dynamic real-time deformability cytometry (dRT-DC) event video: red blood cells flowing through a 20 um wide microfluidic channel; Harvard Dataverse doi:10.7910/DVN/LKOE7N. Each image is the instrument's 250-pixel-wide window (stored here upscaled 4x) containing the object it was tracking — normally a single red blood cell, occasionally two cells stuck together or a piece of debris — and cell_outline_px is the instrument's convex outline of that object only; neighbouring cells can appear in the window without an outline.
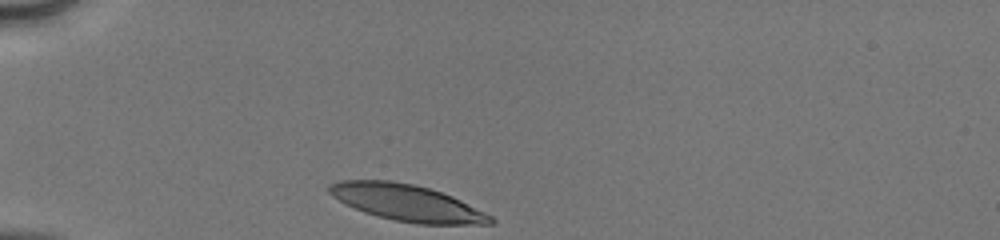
{"species": "human", "species_latin": "Homo sapiens", "temperature_condition": "cold", "stored_images_in_passage": 29, "camera_frame_rate_fps": 3000, "um_per_image_px": 0.085, "donor": {"sex": "male"}, "frame": {"image": 1, "passage_image": 1, "time_ms": 0.0, "image_size_px": [1000, 240], "cell_outline_px": [[496, 220], [492, 224], [416, 224], [376, 216], [364, 212], [332, 196], [328, 192], [328, 188], [332, 184], [340, 180], [392, 180], [412, 184], [428, 188], [452, 196], [492, 216]], "centroid_in_image_um": [34.6, 17.24], "position_along_channel_um": 50.4, "area_um2": 33.87}}
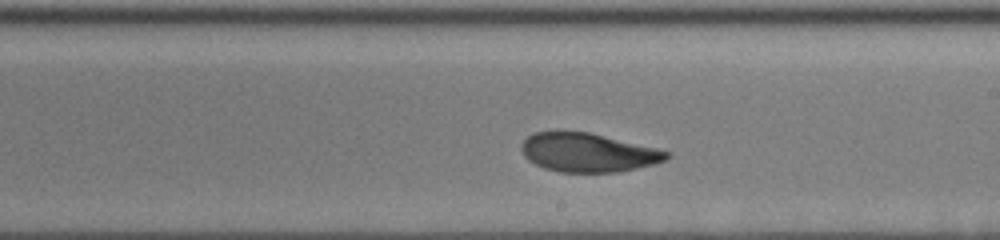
{"frame": {"image": 2, "passage_image": 17, "time_ms": 5.333, "image_size_px": [1000, 240], "cell_outline_px": [[672, 156], [656, 164], [620, 172], [560, 172], [544, 168], [528, 160], [524, 156], [520, 148], [520, 144], [532, 132], [556, 128], [588, 132], [656, 148], [672, 152]], "centroid_in_image_um": [49.93, 12.93], "position_along_channel_um": 239.1, "area_um2": 33.64}}
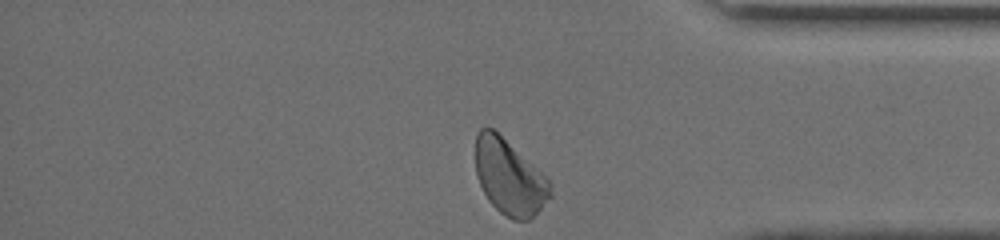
{"frame": {"image": 3, "passage_image": 29, "time_ms": 9.333, "image_size_px": [1000, 240], "cell_outline_px": [[552, 196], [528, 220], [512, 220], [500, 212], [488, 200], [476, 176], [476, 132], [480, 128], [492, 128], [552, 180]], "centroid_in_image_um": [43.32, 15.06], "position_along_channel_um": 391.9, "area_um2": 32.77}, "authors_computed_cell_mechanics": {"area_um2": 33.6974, "velocity_mm_per_s": 4.0905, "shape_relaxation_time_tau1_ms": 4.5684, "shape_relaxation_time_tau2_ms": 1.1592, "deformation_change_tau1": 0.163, "deformation_change_tau2": 0.0661}}